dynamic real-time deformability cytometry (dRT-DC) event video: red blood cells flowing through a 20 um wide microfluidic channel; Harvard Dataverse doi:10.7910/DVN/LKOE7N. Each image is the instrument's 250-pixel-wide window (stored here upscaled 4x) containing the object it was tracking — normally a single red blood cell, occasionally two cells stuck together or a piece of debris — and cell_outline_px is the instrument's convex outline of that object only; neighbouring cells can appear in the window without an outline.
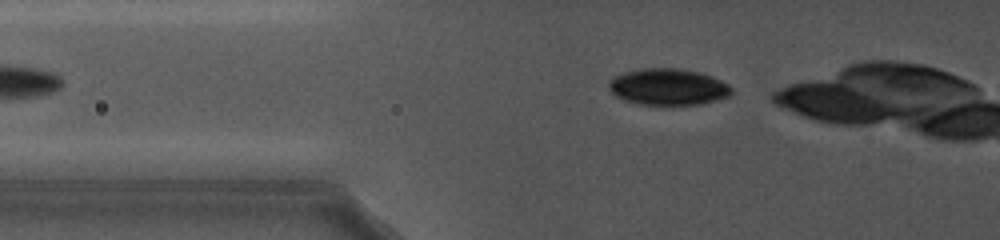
{"species": "common noctule bat (a hibernating species)", "species_latin": "Nyctalus noctula", "temperature_condition": "cold", "stored_images_in_passage": 35, "camera_frame_rate_fps": 5000, "um_per_image_px": 0.085, "animal": {"sex": "female", "body_mass_g": 19.0, "forearm_length_mm": 56.7}, "frame": {"image": 1, "passage_image": 2, "time_ms": 0.2, "image_size_px": [1000, 240], "cell_outline_px": [[732, 92], [728, 96], [700, 104], [640, 104], [624, 100], [616, 96], [608, 88], [608, 80], [624, 72], [640, 68], [680, 68], [700, 72], [712, 76], [728, 84], [732, 88]], "centroid_in_image_um": [56.77, 7.36], "position_along_channel_um": 69.0, "area_um2": 26.01}}
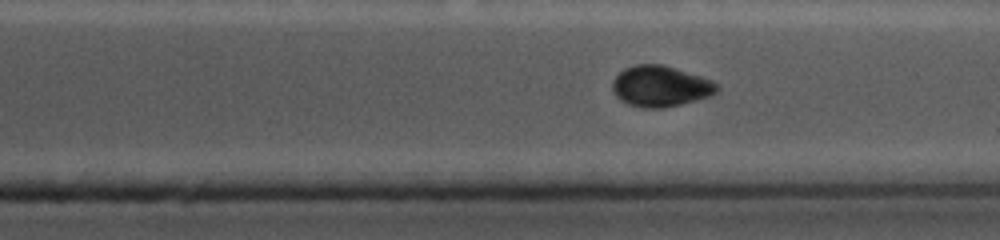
{"frame": {"image": 2, "passage_image": 30, "time_ms": 8.2, "image_size_px": [1000, 240], "cell_outline_px": [[720, 88], [716, 92], [708, 96], [680, 104], [664, 108], [644, 108], [628, 104], [620, 100], [616, 96], [612, 88], [612, 80], [624, 68], [636, 64], [664, 64], [712, 80]], "centroid_in_image_um": [56.11, 7.32], "position_along_channel_um": 355.3, "area_um2": 24.85}}
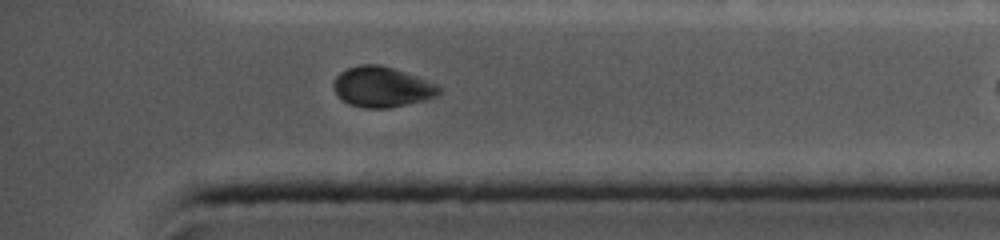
{"frame": {"image": 3, "passage_image": 34, "time_ms": 9.4, "image_size_px": [1000, 240], "cell_outline_px": [[440, 92], [424, 100], [388, 108], [364, 108], [348, 104], [332, 88], [332, 84], [336, 76], [340, 72], [348, 68], [360, 64], [380, 64], [416, 76], [436, 84], [440, 88]], "centroid_in_image_um": [32.41, 7.38], "position_along_channel_um": 402.8, "area_um2": 24.51}}